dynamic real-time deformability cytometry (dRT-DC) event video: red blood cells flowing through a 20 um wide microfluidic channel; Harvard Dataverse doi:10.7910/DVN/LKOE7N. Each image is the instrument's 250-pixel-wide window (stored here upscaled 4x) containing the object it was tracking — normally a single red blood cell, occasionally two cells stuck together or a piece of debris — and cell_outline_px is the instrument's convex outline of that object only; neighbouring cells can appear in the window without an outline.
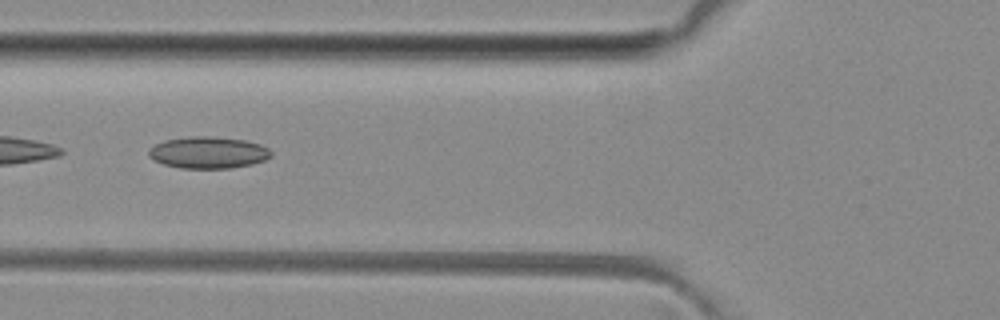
{"species": "common noctule bat (a hibernating species)", "species_latin": "Nyctalus noctula", "temperature_condition": "room temperature", "stored_images_in_passage": 39, "camera_frame_rate_fps": 3000, "um_per_image_px": 0.085, "animal": {"sex": "female", "body_mass_g": 29.2, "forearm_length_mm": 56.3}, "frame": {"image": 1, "passage_image": 9, "time_ms": 2.667, "image_size_px": [1000, 320], "cell_outline_px": [[272, 156], [264, 160], [252, 164], [232, 168], [180, 168], [164, 164], [148, 156], [148, 148], [164, 140], [192, 136], [204, 136], [244, 140], [260, 144], [268, 148], [272, 152]], "centroid_in_image_um": [17.7, 12.97], "position_along_channel_um": 108.1, "area_um2": 22.54}}
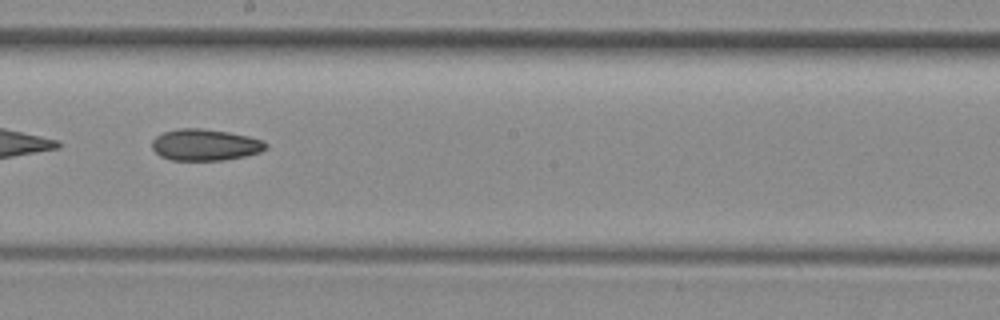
{"frame": {"image": 2, "passage_image": 18, "time_ms": 5.667, "image_size_px": [1000, 320], "cell_outline_px": [[268, 148], [260, 152], [244, 156], [224, 160], [172, 160], [160, 156], [152, 148], [152, 140], [156, 136], [164, 132], [180, 128], [200, 128], [228, 132], [248, 136], [260, 140], [268, 144]], "centroid_in_image_um": [17.43, 12.31], "position_along_channel_um": 230.8, "area_um2": 20.81}}
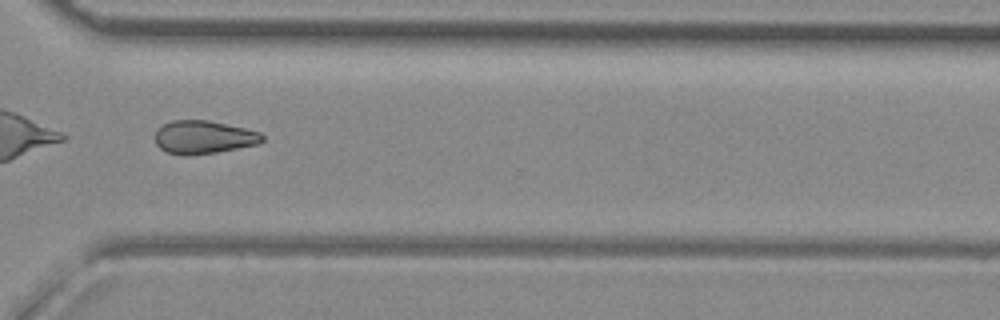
{"frame": {"image": 3, "passage_image": 27, "time_ms": 8.667, "image_size_px": [1000, 320], "cell_outline_px": [[264, 140], [256, 144], [216, 152], [188, 156], [184, 156], [168, 152], [160, 148], [156, 144], [156, 132], [164, 124], [172, 120], [208, 120], [244, 128], [260, 132], [264, 136]], "centroid_in_image_um": [17.3, 11.66], "position_along_channel_um": 353.3, "area_um2": 20.52}}